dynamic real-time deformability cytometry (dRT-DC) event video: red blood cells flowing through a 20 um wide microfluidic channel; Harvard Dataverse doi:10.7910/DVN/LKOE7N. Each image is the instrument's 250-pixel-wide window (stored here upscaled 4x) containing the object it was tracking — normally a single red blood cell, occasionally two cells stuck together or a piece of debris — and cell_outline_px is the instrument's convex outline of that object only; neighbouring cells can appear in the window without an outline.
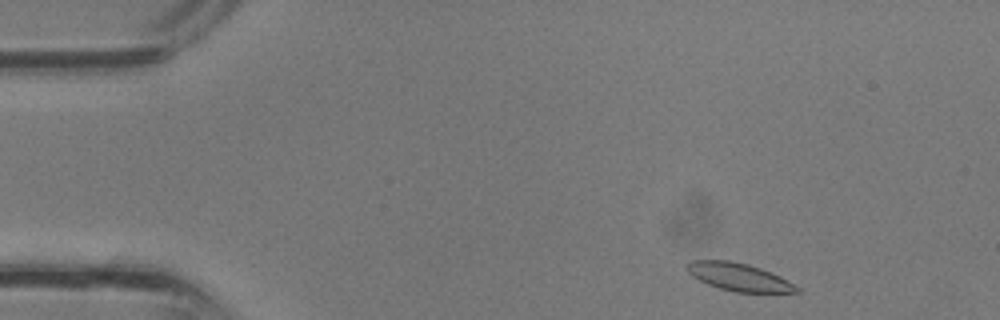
{"species": "common noctule bat (a hibernating species)", "species_latin": "Nyctalus noctula", "temperature_condition": "room temperature", "stored_images_in_passage": 32, "camera_frame_rate_fps": 3000, "um_per_image_px": 0.085, "animal": {"sex": "male", "body_mass_g": 13.3}, "frame": {"image": 1, "passage_image": 1, "time_ms": 0.0, "image_size_px": [1000, 320], "cell_outline_px": [[800, 292], [736, 292], [720, 288], [708, 284], [692, 276], [688, 272], [688, 264], [692, 260], [728, 260], [748, 264], [760, 268], [780, 276], [796, 284], [800, 288]], "centroid_in_image_um": [62.85, 23.54], "position_along_channel_um": 22.2, "area_um2": 17.57}}
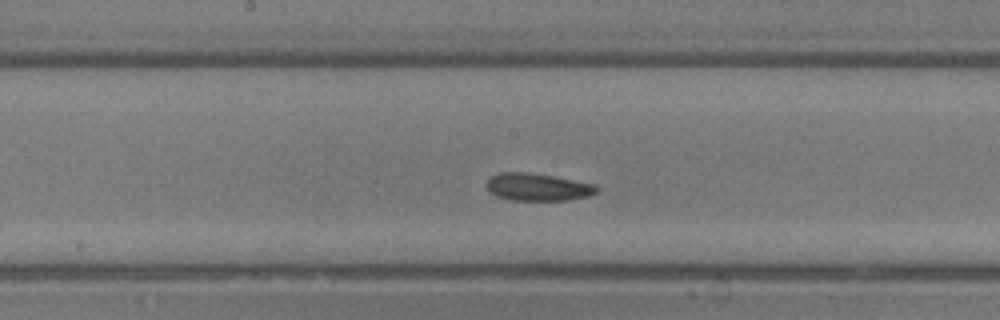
{"frame": {"image": 2, "passage_image": 15, "time_ms": 4.667, "image_size_px": [1000, 320], "cell_outline_px": [[600, 188], [596, 192], [588, 196], [568, 200], [512, 200], [496, 196], [488, 192], [484, 184], [492, 176], [500, 172], [528, 172], [552, 176], [596, 184]], "centroid_in_image_um": [45.68, 15.9], "position_along_channel_um": 202.5, "area_um2": 17.74}}
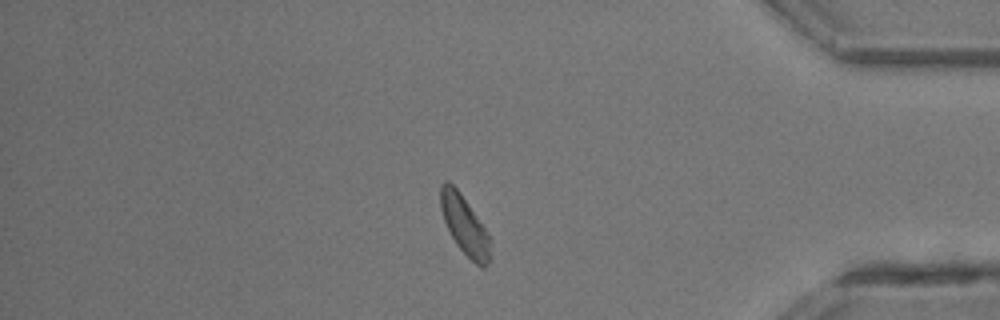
{"frame": {"image": 3, "passage_image": 27, "time_ms": 8.667, "image_size_px": [1000, 320], "cell_outline_px": [[492, 260], [484, 268], [480, 268], [456, 244], [444, 220], [440, 208], [440, 184], [444, 180], [448, 180], [460, 192], [492, 240]], "centroid_in_image_um": [39.52, 19.18], "position_along_channel_um": 395.7, "area_um2": 17.17}}